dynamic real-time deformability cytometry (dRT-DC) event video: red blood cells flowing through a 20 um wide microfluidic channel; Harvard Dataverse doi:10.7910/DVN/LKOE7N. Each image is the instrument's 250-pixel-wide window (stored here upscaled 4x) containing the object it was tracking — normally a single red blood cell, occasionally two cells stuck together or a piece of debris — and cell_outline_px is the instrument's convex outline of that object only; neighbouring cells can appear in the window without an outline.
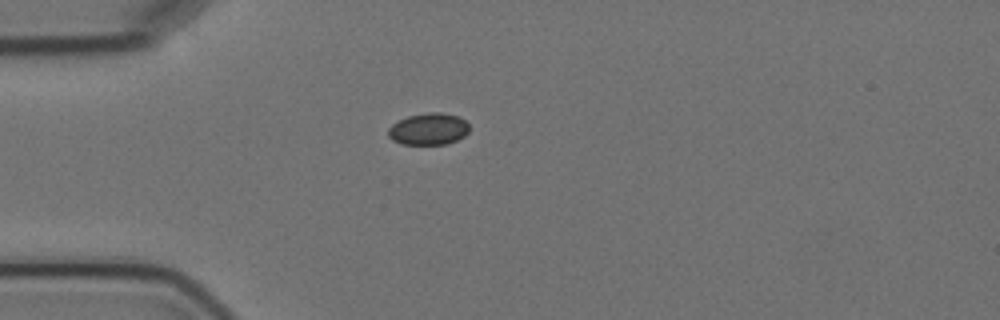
{"species": "Egyptian fruit bat (a non-hibernating species)", "species_latin": "Rousettus aegyptiacus", "temperature_condition": "cold", "stored_images_in_passage": 9, "camera_frame_rate_fps": 3000, "um_per_image_px": 0.085, "animal": {"sex": "female"}, "frame": {"image": 1, "passage_image": 1, "time_ms": 0.0, "image_size_px": [1000, 320], "cell_outline_px": [[468, 132], [464, 136], [448, 144], [404, 144], [392, 140], [388, 136], [388, 128], [392, 124], [408, 116], [428, 112], [440, 112], [456, 116], [464, 120], [468, 124]], "centroid_in_image_um": [36.41, 10.97], "position_along_channel_um": 48.6, "area_um2": 14.91}}
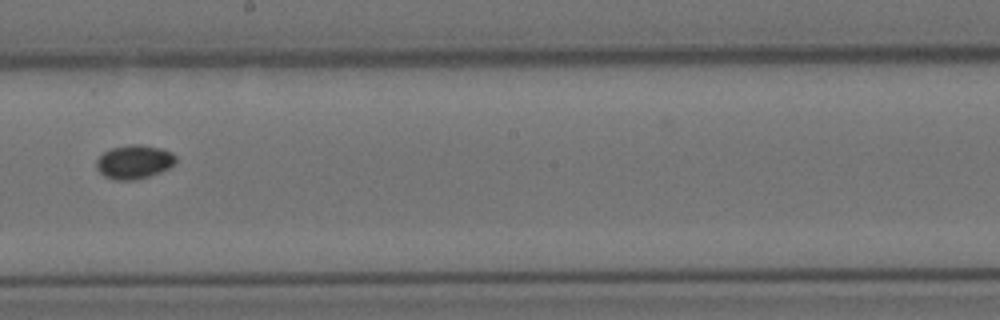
{"frame": {"image": 2, "passage_image": 6, "time_ms": 5.667, "image_size_px": [1000, 320], "cell_outline_px": [[176, 160], [168, 168], [160, 172], [148, 176], [132, 180], [116, 180], [104, 176], [96, 168], [96, 160], [104, 152], [112, 148], [132, 144], [140, 144], [160, 148], [172, 152], [176, 156]], "centroid_in_image_um": [11.39, 13.75], "position_along_channel_um": 236.8, "area_um2": 15.49}}
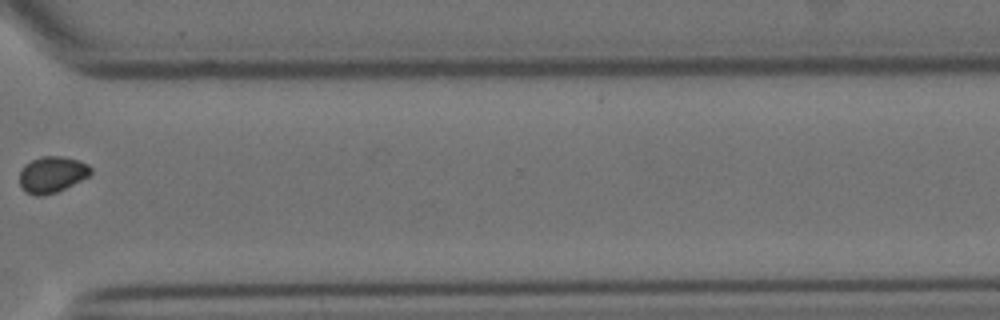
{"frame": {"image": 3, "passage_image": 9, "time_ms": 9.333, "image_size_px": [1000, 320], "cell_outline_px": [[92, 172], [88, 176], [56, 192], [40, 196], [36, 196], [28, 192], [20, 184], [20, 172], [24, 164], [40, 156], [60, 156], [80, 160], [88, 164], [92, 168]], "centroid_in_image_um": [4.43, 14.8], "position_along_channel_um": 366.2, "area_um2": 14.85}}